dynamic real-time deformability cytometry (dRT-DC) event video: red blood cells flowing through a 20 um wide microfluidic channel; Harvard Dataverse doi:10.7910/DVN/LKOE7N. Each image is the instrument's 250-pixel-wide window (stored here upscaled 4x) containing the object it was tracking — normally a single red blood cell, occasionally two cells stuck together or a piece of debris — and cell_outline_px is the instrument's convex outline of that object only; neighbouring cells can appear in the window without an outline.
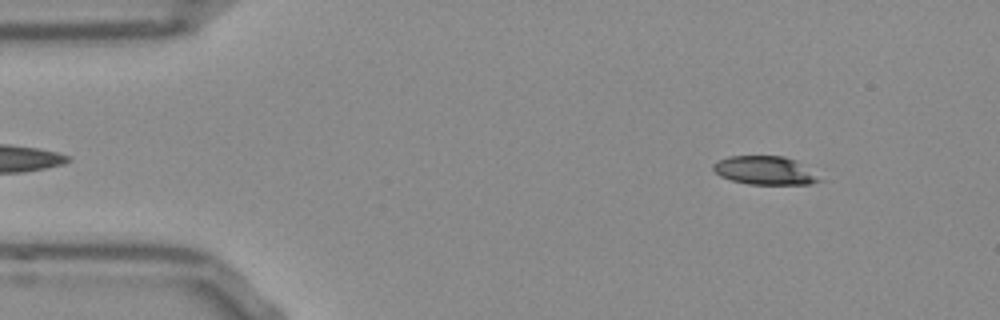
{"species": "Egyptian fruit bat (a non-hibernating species)", "species_latin": "Rousettus aegyptiacus", "temperature_condition": "room temperature", "stored_images_in_passage": 53, "camera_frame_rate_fps": 3000, "um_per_image_px": 0.085, "frame": {"image": 1, "passage_image": 6, "time_ms": 1.667, "image_size_px": [1000, 320], "cell_outline_px": [[824, 180], [808, 184], [748, 184], [732, 180], [720, 176], [712, 168], [712, 164], [728, 156], [784, 156], [796, 160]], "centroid_in_image_um": [65.01, 14.48], "position_along_channel_um": 20.0, "area_um2": 17.51}}
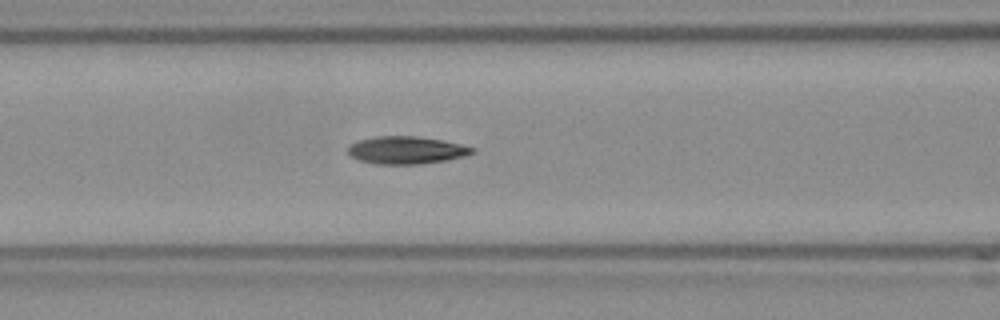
{"frame": {"image": 2, "passage_image": 21, "time_ms": 6.667, "image_size_px": [1000, 320], "cell_outline_px": [[476, 152], [464, 156], [448, 160], [420, 164], [376, 164], [360, 160], [352, 156], [348, 152], [348, 148], [352, 144], [360, 140], [376, 136], [416, 136], [440, 140], [460, 144], [476, 148]], "centroid_in_image_um": [34.58, 12.77], "position_along_channel_um": 132.0, "area_um2": 19.83}}
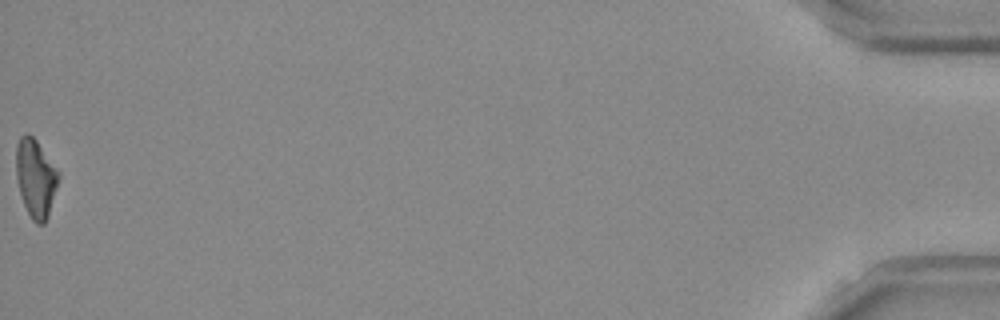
{"frame": {"image": 3, "passage_image": 53, "time_ms": 17.333, "image_size_px": [1000, 320], "cell_outline_px": [[60, 176], [48, 216], [44, 224], [36, 224], [32, 220], [24, 204], [20, 192], [16, 176], [16, 144], [20, 136], [24, 132], [28, 132], [36, 140], [60, 172]], "centroid_in_image_um": [3.03, 15.11], "position_along_channel_um": 432.2, "area_um2": 19.36}, "authors_computed_cell_mechanics": {"area_um2": 19.363, "velocity_mm_per_s": 3.8109, "shape_relaxation_time_tau1_ms": 4.7698, "shape_relaxation_time_tau2_ms": 4.4953, "deformation_change_tau1": 0.1675, "deformation_change_tau2": 0.1259}}